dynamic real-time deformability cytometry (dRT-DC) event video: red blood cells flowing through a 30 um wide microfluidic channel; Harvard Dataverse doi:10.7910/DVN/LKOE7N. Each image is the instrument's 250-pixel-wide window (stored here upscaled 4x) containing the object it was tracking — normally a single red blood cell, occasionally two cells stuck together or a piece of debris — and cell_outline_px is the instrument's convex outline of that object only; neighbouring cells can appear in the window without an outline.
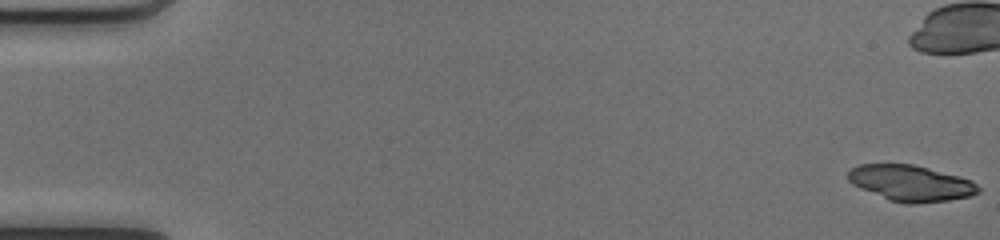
{"species": "common noctule bat (a hibernating species)", "species_latin": "Nyctalus noctula", "temperature_condition": "cold", "stored_images_in_passage": 50, "camera_frame_rate_fps": 3000, "um_per_image_px": 0.085, "animal": {"sex": "female", "body_mass_g": 17.0, "forearm_length_mm": 48.0}, "frame": {"image": 1, "passage_image": 1, "time_ms": 0.0, "image_size_px": [1000, 240], "cell_outline_px": [[980, 192], [972, 196], [948, 200], [912, 204], [904, 204], [888, 200], [860, 188], [852, 184], [848, 180], [848, 172], [852, 168], [860, 164], [912, 164], [972, 180], [980, 188]], "centroid_in_image_um": [77.41, 15.58], "position_along_channel_um": 7.6, "area_um2": 27.17}, "authors_computed_cell_mechanics": {"area_um2": 18.7561, "velocity_mm_per_s": 4.1975, "shape_relaxation_time_tau1_ms": 3.5314, "shape_relaxation_time_tau2_ms": 9.0015, "deformation_change_tau1": 0.152, "deformation_change_tau2": 0.1713}}